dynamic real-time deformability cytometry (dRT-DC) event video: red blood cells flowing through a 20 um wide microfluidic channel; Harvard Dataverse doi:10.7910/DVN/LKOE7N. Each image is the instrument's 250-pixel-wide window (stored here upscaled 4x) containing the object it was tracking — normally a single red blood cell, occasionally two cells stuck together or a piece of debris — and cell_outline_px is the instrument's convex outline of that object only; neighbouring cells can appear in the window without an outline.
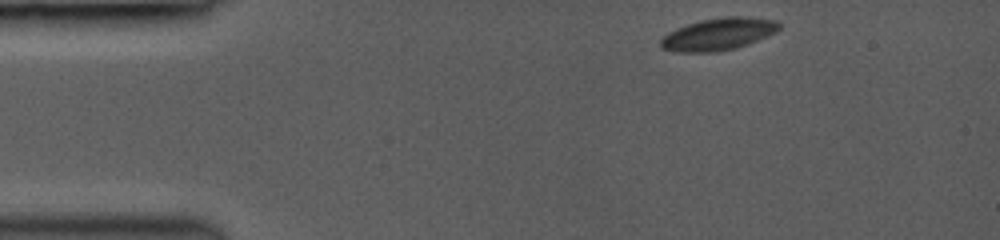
{"species": "common noctule bat (a hibernating species)", "species_latin": "Nyctalus noctula", "temperature_condition": "room temperature", "stored_images_in_passage": 30, "camera_frame_rate_fps": 3000, "um_per_image_px": 0.085, "animal": {"sex": "female", "body_mass_g": 19.0, "forearm_length_mm": 53.3}, "frame": {"image": 1, "passage_image": 1, "time_ms": 0.0, "image_size_px": [1000, 240], "cell_outline_px": [[780, 28], [776, 32], [748, 44], [736, 48], [720, 52], [672, 52], [660, 48], [660, 40], [668, 32], [676, 28], [700, 20], [728, 16], [740, 16], [776, 20], [780, 24]], "centroid_in_image_um": [61.03, 2.91], "position_along_channel_um": 24.0, "area_um2": 22.37}}
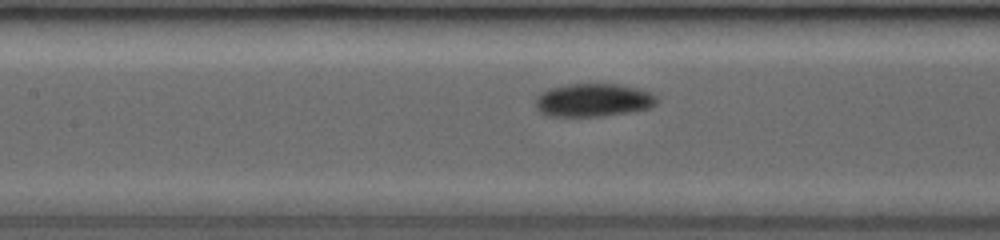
{"frame": {"image": 2, "passage_image": 17, "time_ms": 5.0, "image_size_px": [1000, 240], "cell_outline_px": [[656, 104], [652, 108], [628, 112], [600, 116], [548, 116], [540, 112], [536, 108], [536, 96], [540, 92], [548, 88], [564, 84], [620, 84], [640, 88], [656, 96]], "centroid_in_image_um": [50.4, 8.5], "position_along_channel_um": 157.0, "area_um2": 23.64}}
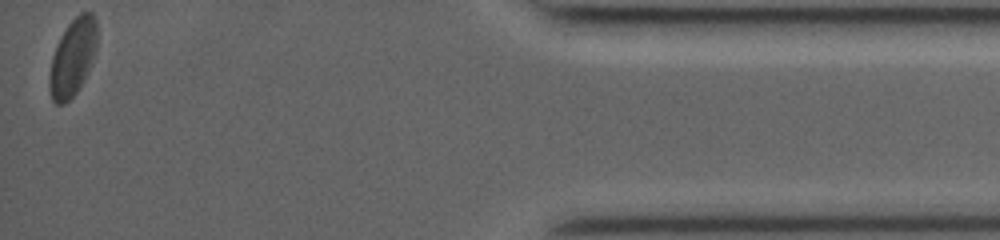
{"frame": {"image": 3, "passage_image": 30, "time_ms": 13.0, "image_size_px": [1000, 240], "cell_outline_px": [[96, 48], [92, 60], [84, 80], [76, 92], [64, 104], [56, 104], [52, 100], [48, 88], [48, 80], [52, 56], [56, 44], [60, 36], [68, 24], [80, 12], [92, 12], [96, 20]], "centroid_in_image_um": [6.15, 4.88], "position_along_channel_um": 429.0, "area_um2": 21.39}, "authors_computed_cell_mechanics": {"area_um2": 22.4553, "velocity_mm_per_s": 4.122, "shape_relaxation_time_tau1_ms": 4.9473, "shape_relaxation_time_tau2_ms": 1.2956, "deformation_change_tau1": 0.0762, "deformation_change_tau2": 0.0285}}